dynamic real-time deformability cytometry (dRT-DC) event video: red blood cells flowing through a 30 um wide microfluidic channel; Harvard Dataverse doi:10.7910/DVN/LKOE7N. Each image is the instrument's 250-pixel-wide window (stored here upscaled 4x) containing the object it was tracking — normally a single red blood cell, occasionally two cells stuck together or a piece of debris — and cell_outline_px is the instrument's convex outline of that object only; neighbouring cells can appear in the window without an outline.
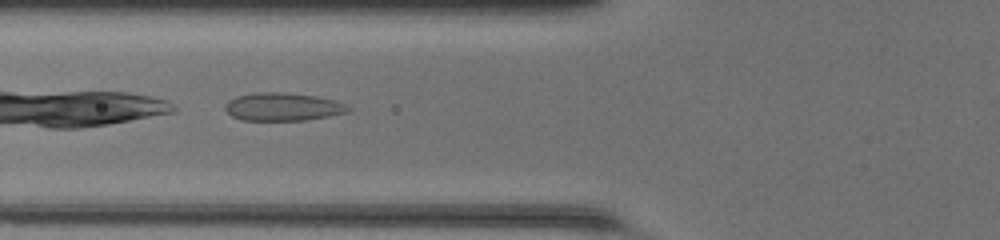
{"species": "common noctule bat (a hibernating species)", "species_latin": "Nyctalus noctula", "temperature_condition": "room temperature", "stored_images_in_passage": 24, "camera_frame_rate_fps": 3000, "um_per_image_px": 0.085, "animal": {"sex": "female", "body_mass_g": 20.0, "forearm_length_mm": 54.0}, "frame": {"image": 1, "passage_image": 3, "time_ms": 0.667, "image_size_px": [1000, 240], "cell_outline_px": [[352, 108], [348, 112], [328, 116], [304, 120], [240, 120], [232, 116], [224, 108], [224, 104], [228, 100], [236, 96], [256, 92], [284, 92], [316, 96], [336, 100]], "centroid_in_image_um": [24.02, 9.07], "position_along_channel_um": 101.8, "area_um2": 20.17}}
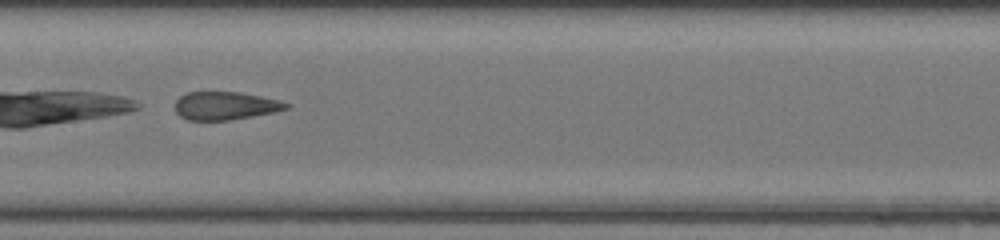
{"frame": {"image": 2, "passage_image": 9, "time_ms": 2.667, "image_size_px": [1000, 240], "cell_outline_px": [[288, 108], [272, 112], [252, 116], [228, 120], [188, 120], [180, 116], [176, 112], [176, 100], [180, 96], [188, 92], [240, 92], [280, 100], [288, 104]], "centroid_in_image_um": [19.12, 8.98], "position_along_channel_um": 188.3, "area_um2": 17.98}}
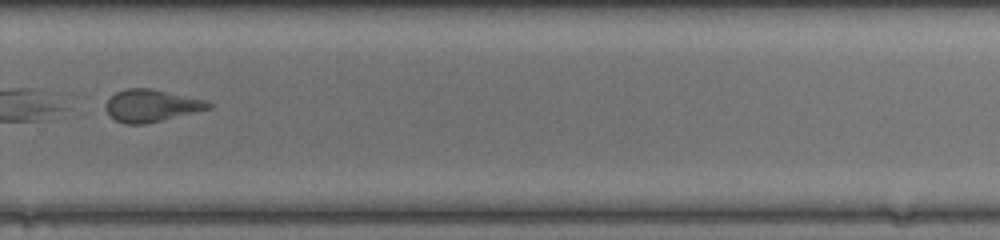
{"frame": {"image": 3, "passage_image": 18, "time_ms": 5.667, "image_size_px": [1000, 240], "cell_outline_px": [[212, 108], [144, 124], [124, 124], [116, 120], [104, 108], [104, 104], [116, 92], [124, 88], [152, 88], [208, 100], [212, 104]], "centroid_in_image_um": [12.88, 8.96], "position_along_channel_um": 316.9, "area_um2": 19.36}, "authors_computed_cell_mechanics": {"area_um2": 19.4208, "velocity_mm_per_s": 4.3039, "shape_relaxation_time_tau1_ms": null, "shape_relaxation_time_tau2_ms": 0.8527, "deformation_change_tau1": null, "deformation_change_tau2": 0.0817}}